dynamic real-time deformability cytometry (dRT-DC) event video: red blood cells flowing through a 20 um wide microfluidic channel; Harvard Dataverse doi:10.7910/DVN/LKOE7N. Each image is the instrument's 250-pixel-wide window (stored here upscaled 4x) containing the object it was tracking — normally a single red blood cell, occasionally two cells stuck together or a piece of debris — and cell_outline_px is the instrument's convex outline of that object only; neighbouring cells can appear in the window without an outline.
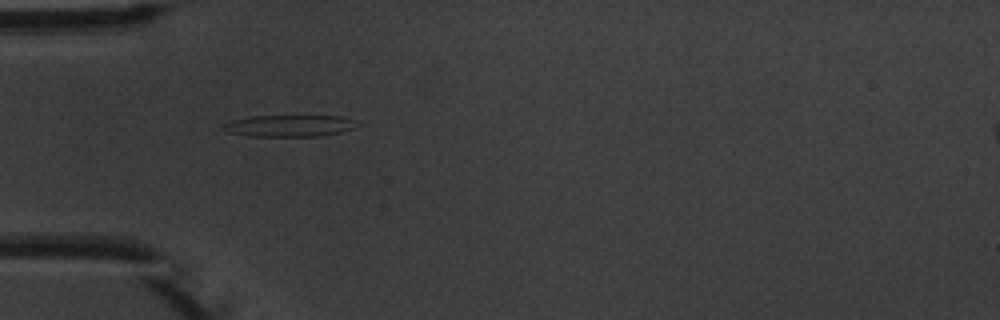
{"species": "common noctule bat (a hibernating species)", "species_latin": "Nyctalus noctula", "temperature_condition": "warm", "stored_images_in_passage": 6, "camera_frame_rate_fps": 3000, "um_per_image_px": 0.085, "animal": {"sex": "male", "body_mass_g": 20.1, "forearm_length_mm": 53.5}, "frame": {"image": 1, "passage_image": 2, "time_ms": 2.0, "image_size_px": [1000, 320], "cell_outline_px": [[360, 124], [352, 128], [340, 132], [320, 136], [248, 136], [228, 132], [220, 128], [224, 124], [232, 120], [252, 116], [340, 116], [352, 120]], "centroid_in_image_um": [24.56, 10.69], "position_along_channel_um": 60.4, "area_um2": 16.76}}
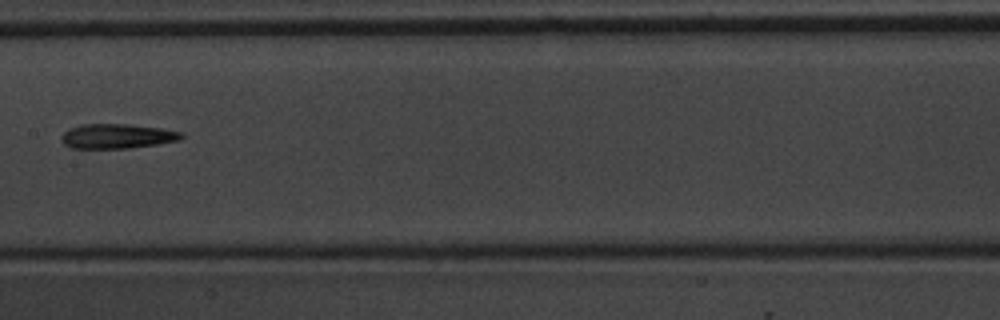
{"frame": {"image": 2, "passage_image": 5, "time_ms": 5.667, "image_size_px": [1000, 320], "cell_outline_px": [[184, 136], [180, 140], [156, 144], [128, 148], [72, 148], [64, 144], [60, 140], [60, 136], [68, 128], [84, 124], [124, 124], [160, 128], [184, 132]], "centroid_in_image_um": [9.93, 11.57], "position_along_channel_um": 197.5, "area_um2": 17.22}}
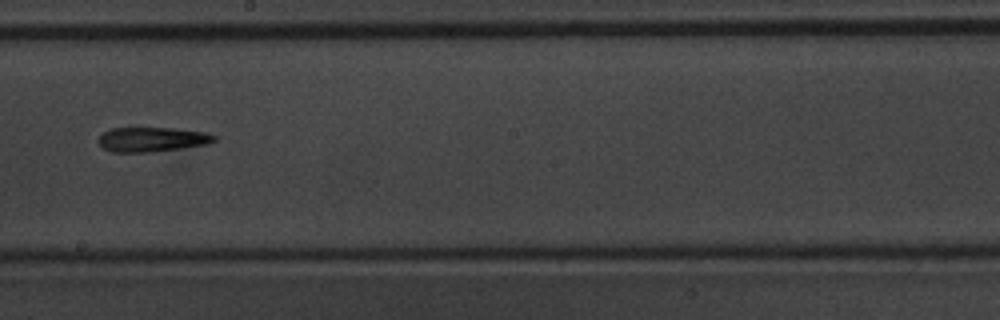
{"frame": {"image": 3, "passage_image": 6, "time_ms": 6.667, "image_size_px": [1000, 320], "cell_outline_px": [[216, 140], [208, 144], [152, 152], [112, 152], [104, 148], [96, 140], [104, 132], [112, 128], [136, 124], [208, 132], [216, 136]], "centroid_in_image_um": [12.89, 11.79], "position_along_channel_um": 235.3, "area_um2": 17.46}}